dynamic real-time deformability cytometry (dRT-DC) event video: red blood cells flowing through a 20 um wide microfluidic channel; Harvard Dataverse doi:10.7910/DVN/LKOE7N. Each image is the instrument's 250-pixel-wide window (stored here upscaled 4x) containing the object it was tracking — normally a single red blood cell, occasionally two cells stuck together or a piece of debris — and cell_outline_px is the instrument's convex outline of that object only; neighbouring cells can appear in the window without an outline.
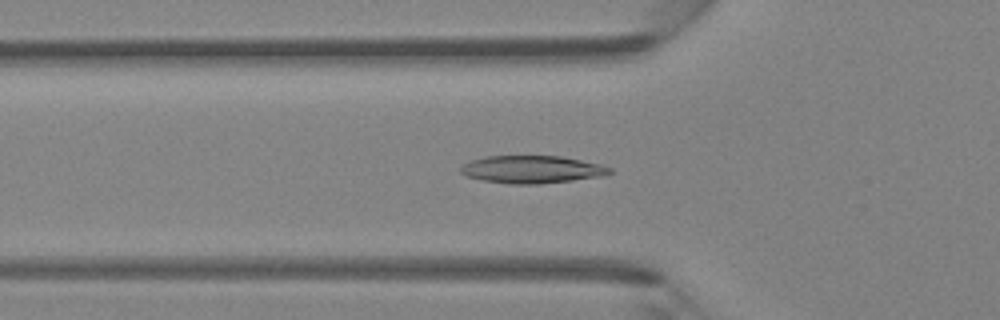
{"species": "Egyptian fruit bat (a non-hibernating species)", "species_latin": "Rousettus aegyptiacus", "temperature_condition": "room temperature", "stored_images_in_passage": 42, "camera_frame_rate_fps": 3000, "um_per_image_px": 0.085, "animal": {"sex": "female"}, "frame": {"image": 1, "passage_image": 16, "time_ms": 5.0, "image_size_px": [1000, 320], "cell_outline_px": [[612, 172], [604, 176], [540, 184], [508, 184], [480, 180], [468, 176], [460, 172], [460, 168], [468, 160], [484, 156], [560, 156], [600, 164], [612, 168]], "centroid_in_image_um": [45.18, 14.4], "position_along_channel_um": 80.6, "area_um2": 24.1}}
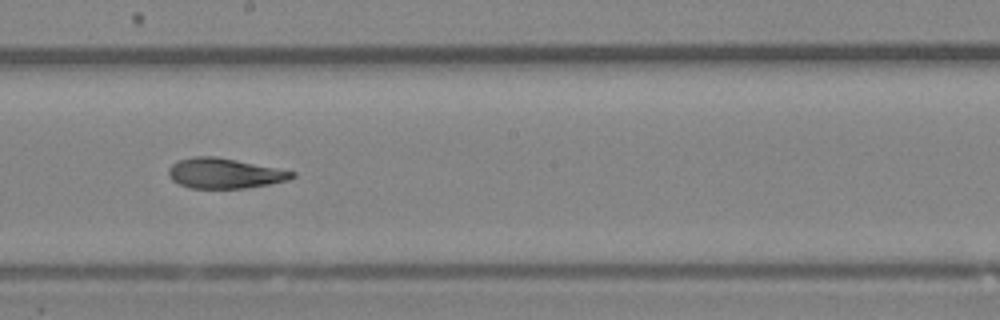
{"frame": {"image": 2, "passage_image": 26, "time_ms": 8.333, "image_size_px": [1000, 320], "cell_outline_px": [[296, 176], [288, 180], [268, 184], [244, 188], [192, 188], [180, 184], [172, 180], [168, 176], [168, 168], [172, 164], [180, 160], [192, 156], [216, 156], [296, 172]], "centroid_in_image_um": [19.06, 14.73], "position_along_channel_um": 229.1, "area_um2": 21.56}}
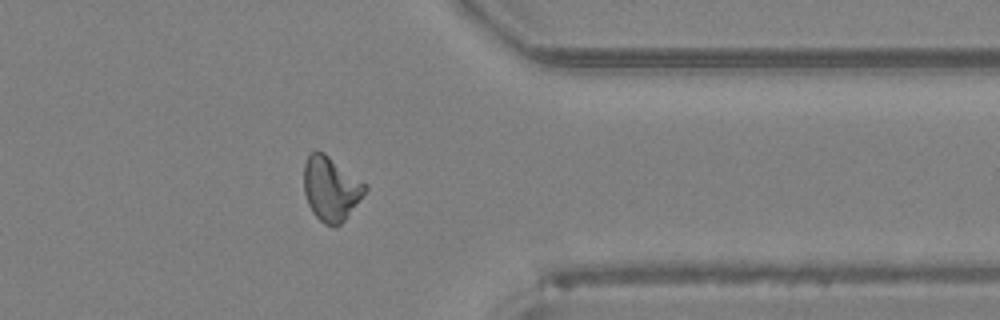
{"frame": {"image": 3, "passage_image": 37, "time_ms": 12.0, "image_size_px": [1000, 320], "cell_outline_px": [[368, 188], [344, 220], [336, 228], [324, 224], [312, 212], [308, 204], [304, 192], [304, 164], [308, 156], [312, 152], [324, 152], [368, 184]], "centroid_in_image_um": [28.13, 16.04], "position_along_channel_um": 383.3, "area_um2": 22.89}}